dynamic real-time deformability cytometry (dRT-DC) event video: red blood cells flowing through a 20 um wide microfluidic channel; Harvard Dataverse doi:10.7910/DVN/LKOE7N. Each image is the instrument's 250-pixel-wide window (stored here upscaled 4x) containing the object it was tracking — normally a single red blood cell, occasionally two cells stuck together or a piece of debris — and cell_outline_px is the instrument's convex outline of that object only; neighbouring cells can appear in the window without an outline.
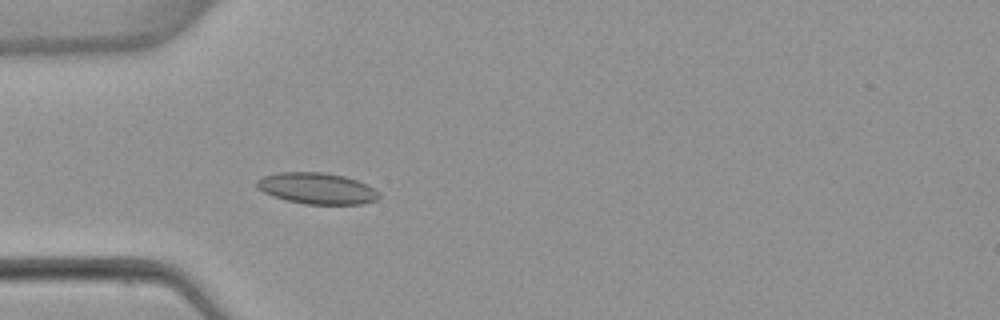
{"species": "common noctule bat (a hibernating species)", "species_latin": "Nyctalus noctula", "temperature_condition": "warm", "stored_images_in_passage": 5, "camera_frame_rate_fps": 3000, "um_per_image_px": 0.085, "animal": {"sex": "female", "body_mass_g": 22.7, "forearm_length_mm": 54.2}, "frame": {"image": 1, "passage_image": 5, "time_ms": 5.667, "image_size_px": [1000, 320], "cell_outline_px": [[380, 196], [376, 200], [364, 204], [304, 204], [272, 196], [256, 188], [256, 180], [264, 176], [280, 172], [324, 172], [344, 176], [368, 184], [380, 192]], "centroid_in_image_um": [26.96, 16.01], "position_along_channel_um": 58.0, "area_um2": 22.37}}